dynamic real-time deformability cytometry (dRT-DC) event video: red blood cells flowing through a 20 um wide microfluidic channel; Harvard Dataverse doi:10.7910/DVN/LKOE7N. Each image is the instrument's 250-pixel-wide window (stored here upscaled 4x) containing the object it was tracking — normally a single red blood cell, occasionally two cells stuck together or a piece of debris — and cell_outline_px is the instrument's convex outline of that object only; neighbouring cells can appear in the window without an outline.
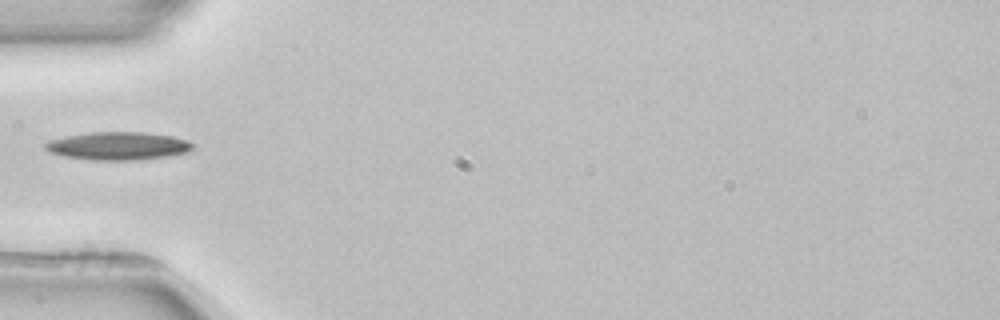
{"species": "common noctule bat (a hibernating species)", "species_latin": "Nyctalus noctula", "temperature_condition": "room temperature", "stored_images_in_passage": 1, "camera_frame_rate_fps": 3000, "um_per_image_px": 0.085, "animal": {"sex": "female", "body_mass_g": 22.7, "forearm_length_mm": 54.2}, "frame": {"image": 1, "passage_image": 1, "time_ms": 0.0, "image_size_px": [1000, 320], "cell_outline_px": [[192, 148], [188, 152], [168, 156], [136, 160], [92, 160], [64, 156], [52, 152], [44, 148], [44, 144], [48, 140], [68, 136], [92, 132], [144, 132], [172, 136], [188, 140], [192, 144]], "centroid_in_image_um": [10.04, 12.4], "position_along_channel_um": 75.0, "area_um2": 23.93}}